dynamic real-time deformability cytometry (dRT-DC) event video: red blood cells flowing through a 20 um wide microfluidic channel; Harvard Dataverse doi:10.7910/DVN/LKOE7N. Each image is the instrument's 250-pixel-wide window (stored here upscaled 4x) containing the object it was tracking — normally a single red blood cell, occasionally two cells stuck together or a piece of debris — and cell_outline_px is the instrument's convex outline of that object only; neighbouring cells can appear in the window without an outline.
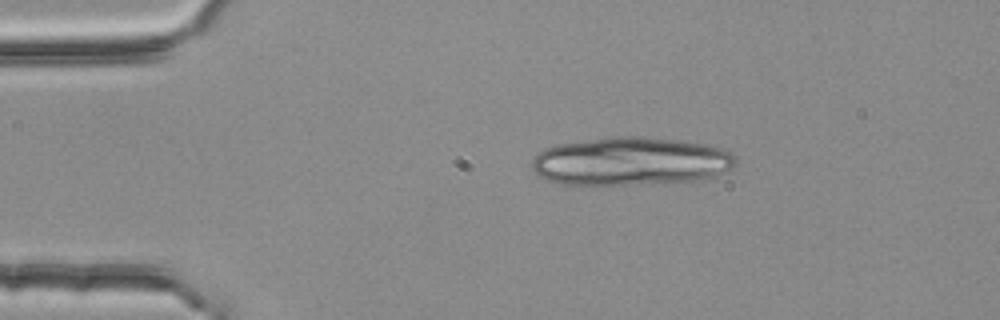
{"species": "common noctule bat (a hibernating species)", "species_latin": "Nyctalus noctula", "temperature_condition": "room temperature", "stored_images_in_passage": 3, "camera_frame_rate_fps": 3000, "um_per_image_px": 0.085, "animal": {"sex": "female", "body_mass_g": 25.1}, "frame": {"image": 1, "passage_image": 1, "time_ms": 0.0, "image_size_px": [1000, 320], "cell_outline_px": [[736, 164], [732, 168], [712, 176], [696, 180], [624, 184], [560, 184], [544, 180], [536, 176], [532, 168], [532, 160], [544, 148], [556, 144], [616, 136], [620, 136], [676, 140], [704, 144], [720, 148], [732, 152], [736, 156]], "centroid_in_image_um": [53.55, 13.71], "position_along_channel_um": 31.5, "area_um2": 56.76}}